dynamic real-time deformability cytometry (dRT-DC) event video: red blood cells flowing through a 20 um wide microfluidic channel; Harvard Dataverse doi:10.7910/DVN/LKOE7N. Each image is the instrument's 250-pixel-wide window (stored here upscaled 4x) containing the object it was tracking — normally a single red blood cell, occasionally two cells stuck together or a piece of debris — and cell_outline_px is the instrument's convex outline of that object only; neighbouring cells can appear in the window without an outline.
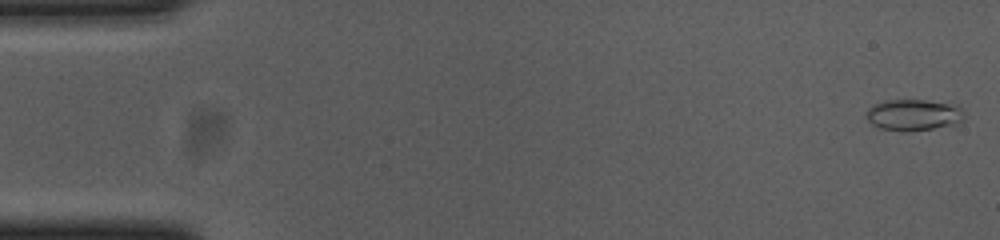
{"species": "common noctule bat (a hibernating species)", "species_latin": "Nyctalus noctula", "temperature_condition": "cold", "stored_images_in_passage": 55, "camera_frame_rate_fps": 3000, "um_per_image_px": 0.085, "animal": {"sex": "female", "body_mass_g": 23.0, "forearm_length_mm": 53.4}, "frame": {"image": 1, "passage_image": 1, "time_ms": 0.0, "image_size_px": [1000, 240], "cell_outline_px": [[964, 120], [960, 124], [908, 132], [904, 132], [880, 128], [872, 124], [864, 116], [864, 112], [868, 108], [884, 100], [924, 100], [960, 104], [964, 116]], "centroid_in_image_um": [77.68, 9.77], "position_along_channel_um": 7.3, "area_um2": 18.38}}
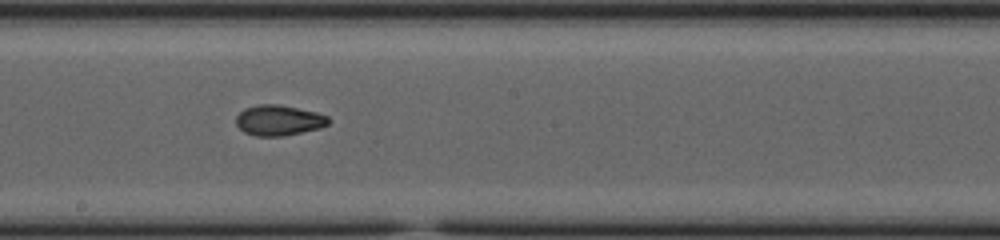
{"frame": {"image": 2, "passage_image": 30, "time_ms": 9.667, "image_size_px": [1000, 240], "cell_outline_px": [[332, 120], [328, 124], [320, 128], [284, 136], [256, 136], [244, 132], [236, 124], [236, 116], [244, 108], [260, 104], [276, 104], [316, 112], [328, 116]], "centroid_in_image_um": [23.7, 10.23], "position_along_channel_um": 224.5, "area_um2": 16.42}}
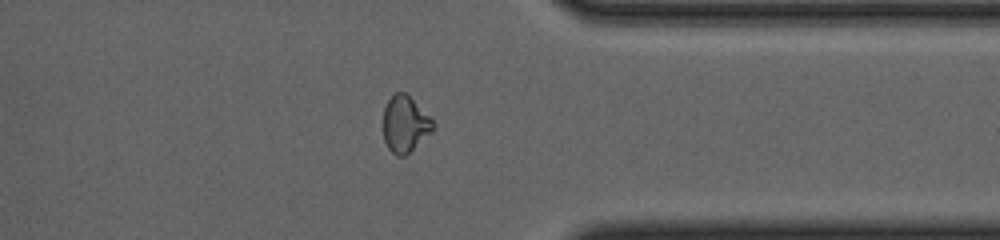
{"frame": {"image": 3, "passage_image": 43, "time_ms": 14.0, "image_size_px": [1000, 240], "cell_outline_px": [[436, 128], [432, 132], [404, 156], [396, 156], [388, 148], [384, 140], [384, 108], [388, 100], [396, 92], [404, 92], [436, 124]], "centroid_in_image_um": [34.43, 10.57], "position_along_channel_um": 377.0, "area_um2": 16.01}, "authors_computed_cell_mechanics": {"area_um2": 16.473, "velocity_mm_per_s": 3.6864, "shape_relaxation_time_tau1_ms": 6.8256, "shape_relaxation_time_tau2_ms": 2.399, "deformation_change_tau1": 0.1971, "deformation_change_tau2": 0.0664}}